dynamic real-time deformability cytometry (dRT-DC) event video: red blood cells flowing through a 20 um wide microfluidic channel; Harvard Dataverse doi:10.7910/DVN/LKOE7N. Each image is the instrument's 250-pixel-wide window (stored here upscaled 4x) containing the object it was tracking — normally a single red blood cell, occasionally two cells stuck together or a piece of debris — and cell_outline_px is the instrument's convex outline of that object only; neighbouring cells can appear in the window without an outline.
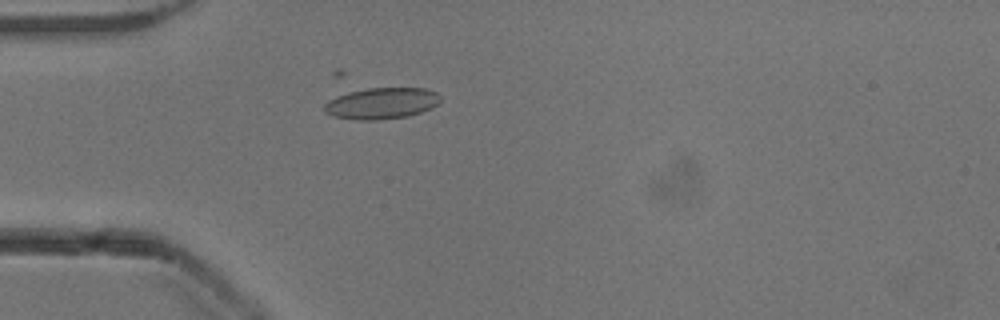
{"species": "common noctule bat (a hibernating species)", "species_latin": "Nyctalus noctula", "temperature_condition": "cold", "stored_images_in_passage": 50, "camera_frame_rate_fps": 3000, "um_per_image_px": 0.085, "animal": {"sex": "male", "body_mass_g": 13.3}, "frame": {"image": 1, "passage_image": 12, "time_ms": 3.667, "image_size_px": [1000, 320], "cell_outline_px": [[440, 100], [432, 108], [408, 116], [376, 120], [356, 120], [336, 116], [324, 112], [324, 104], [328, 100], [336, 96], [348, 92], [368, 88], [424, 88], [436, 92], [440, 96]], "centroid_in_image_um": [32.42, 8.78], "position_along_channel_um": 52.6, "area_um2": 21.1}}
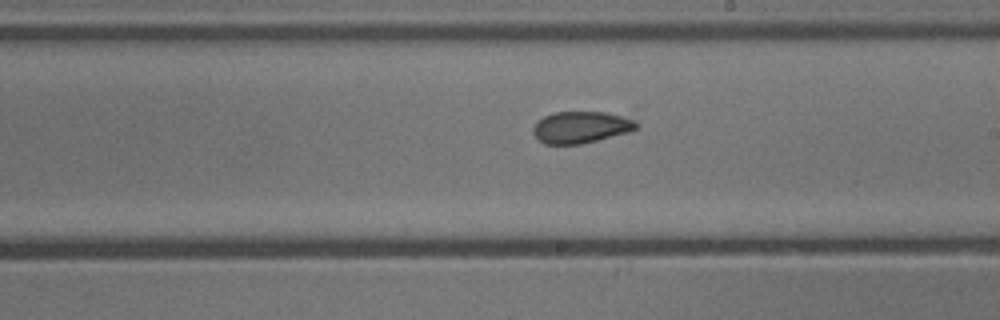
{"frame": {"image": 2, "passage_image": 27, "time_ms": 8.667, "image_size_px": [1000, 320], "cell_outline_px": [[640, 124], [636, 128], [628, 132], [580, 144], [544, 144], [532, 132], [532, 128], [544, 116], [556, 112], [604, 112], [636, 120]], "centroid_in_image_um": [49.38, 10.81], "position_along_channel_um": 239.6, "area_um2": 18.79}}
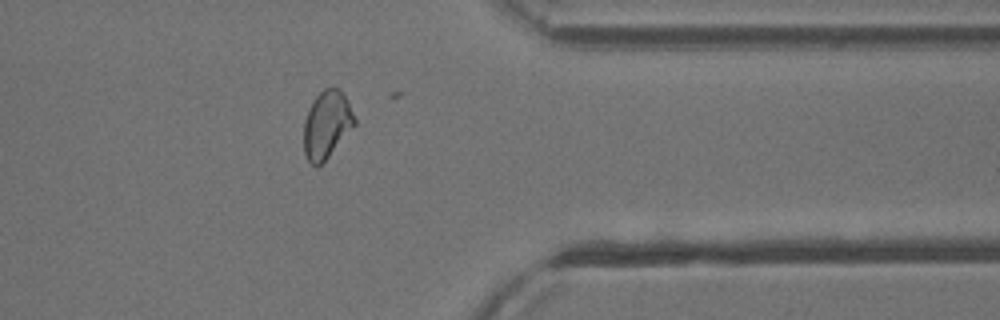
{"frame": {"image": 3, "passage_image": 39, "time_ms": 12.667, "image_size_px": [1000, 320], "cell_outline_px": [[356, 124], [328, 156], [320, 164], [312, 164], [308, 160], [304, 152], [304, 120], [308, 108], [316, 96], [324, 88], [340, 88], [348, 100], [356, 120]], "centroid_in_image_um": [27.78, 10.54], "position_along_channel_um": 383.6, "area_um2": 19.77}}